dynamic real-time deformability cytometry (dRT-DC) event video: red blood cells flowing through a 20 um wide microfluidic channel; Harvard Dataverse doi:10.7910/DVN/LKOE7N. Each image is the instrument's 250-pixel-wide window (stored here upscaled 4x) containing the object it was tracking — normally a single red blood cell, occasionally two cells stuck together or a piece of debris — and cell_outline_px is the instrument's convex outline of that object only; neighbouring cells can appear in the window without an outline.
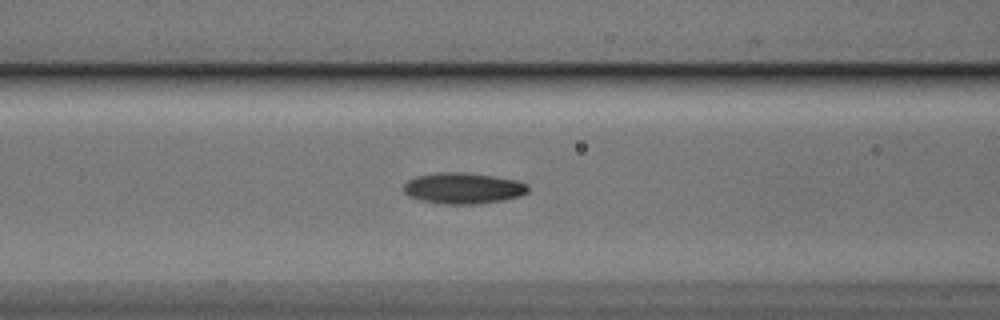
{"species": "Egyptian fruit bat (a non-hibernating species)", "species_latin": "Rousettus aegyptiacus", "temperature_condition": "cold", "stored_images_in_passage": 27, "camera_frame_rate_fps": 3000, "um_per_image_px": 0.085, "animal": {"sex": "male"}, "frame": {"image": 1, "passage_image": 10, "time_ms": 3.0, "image_size_px": [1000, 320], "cell_outline_px": [[528, 192], [520, 196], [504, 200], [476, 204], [444, 204], [420, 200], [408, 196], [404, 192], [404, 184], [408, 180], [416, 176], [436, 172], [464, 172], [520, 180], [528, 184]], "centroid_in_image_um": [39.38, 15.99], "position_along_channel_um": 127.2, "area_um2": 22.72}}
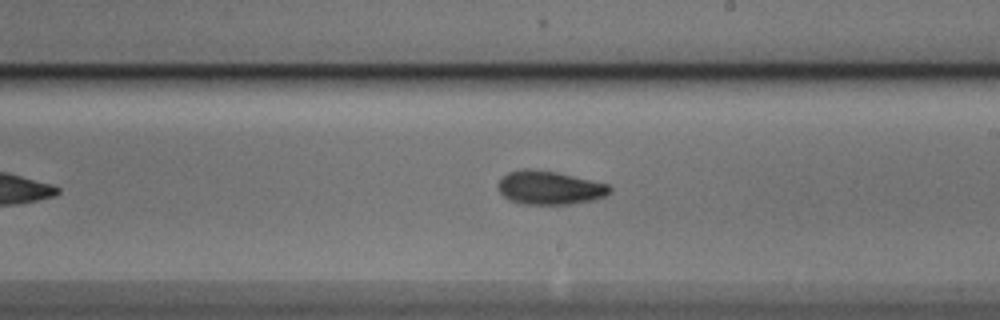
{"frame": {"image": 2, "passage_image": 19, "time_ms": 6.0, "image_size_px": [1000, 320], "cell_outline_px": [[612, 192], [596, 200], [572, 204], [520, 204], [508, 200], [496, 188], [496, 184], [508, 172], [524, 168], [532, 168], [556, 172], [608, 184], [612, 188]], "centroid_in_image_um": [46.7, 15.96], "position_along_channel_um": 242.3, "area_um2": 22.14}}
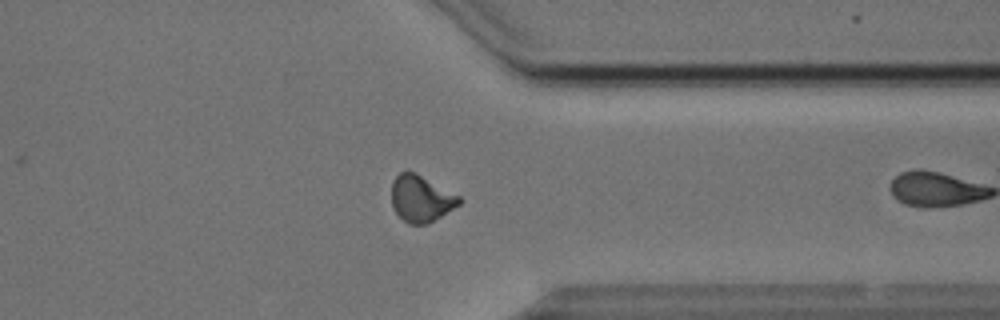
{"frame": {"image": 3, "passage_image": 26, "time_ms": 8.333, "image_size_px": [1000, 320], "cell_outline_px": [[460, 204], [428, 224], [408, 224], [392, 208], [392, 180], [400, 172], [416, 172], [460, 196]], "centroid_in_image_um": [35.77, 16.88], "position_along_channel_um": 375.6, "area_um2": 18.26}}